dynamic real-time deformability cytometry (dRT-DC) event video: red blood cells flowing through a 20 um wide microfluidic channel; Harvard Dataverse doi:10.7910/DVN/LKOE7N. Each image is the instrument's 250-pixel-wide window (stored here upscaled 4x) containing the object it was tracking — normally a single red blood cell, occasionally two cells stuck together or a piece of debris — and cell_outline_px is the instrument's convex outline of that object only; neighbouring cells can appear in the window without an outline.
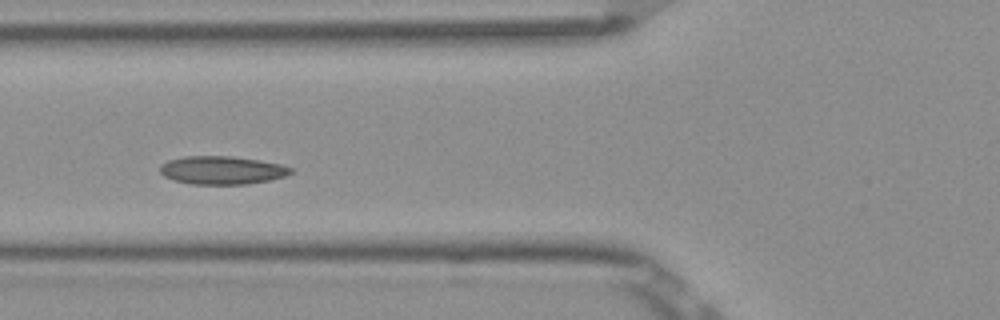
{"species": "Egyptian fruit bat (a non-hibernating species)", "species_latin": "Rousettus aegyptiacus", "temperature_condition": "room temperature", "stored_images_in_passage": 6, "camera_frame_rate_fps": 3000, "um_per_image_px": 0.085, "frame": {"image": 1, "passage_image": 4, "time_ms": 1.0, "image_size_px": [1000, 320], "cell_outline_px": [[292, 172], [284, 176], [268, 180], [248, 184], [192, 184], [172, 180], [164, 176], [160, 172], [160, 164], [168, 160], [184, 156], [232, 156], [260, 160], [280, 164], [292, 168]], "centroid_in_image_um": [18.83, 14.46], "position_along_channel_um": 107.0, "area_um2": 21.5}}
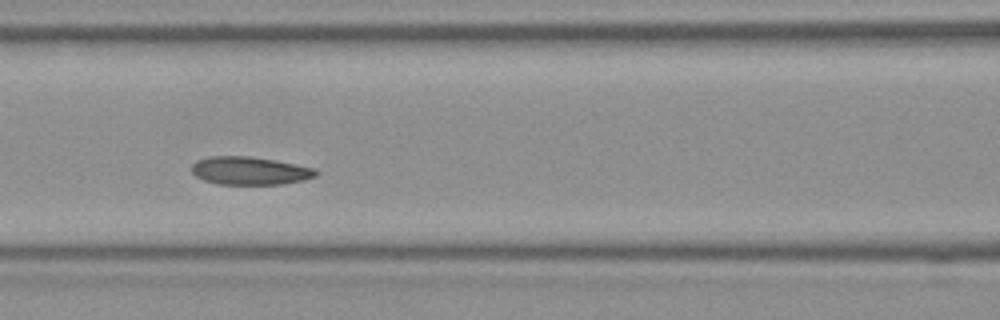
{"frame": {"image": 2, "passage_image": 5, "time_ms": 1.333, "image_size_px": [1000, 320], "cell_outline_px": [[320, 172], [316, 176], [304, 180], [284, 184], [216, 184], [204, 180], [196, 176], [192, 172], [192, 164], [196, 160], [208, 156], [248, 156], [276, 160], [316, 168]], "centroid_in_image_um": [21.26, 14.51], "position_along_channel_um": 145.3, "area_um2": 20.52}}
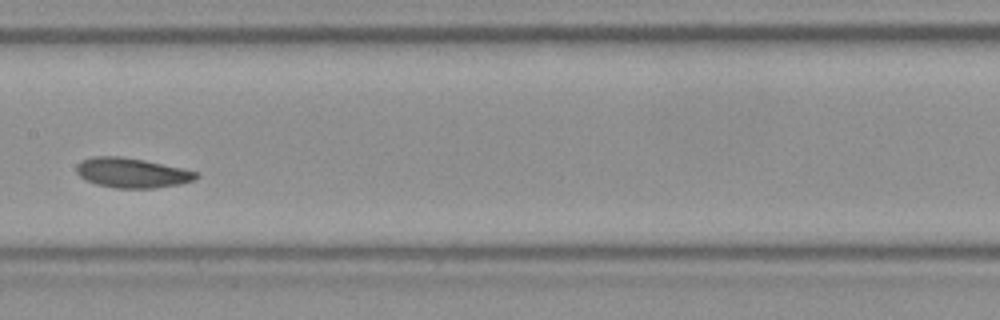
{"frame": {"image": 3, "passage_image": 6, "time_ms": 1.667, "image_size_px": [1000, 320], "cell_outline_px": [[200, 176], [192, 180], [180, 184], [152, 188], [116, 188], [96, 184], [84, 180], [76, 172], [76, 164], [80, 160], [92, 156], [120, 156], [144, 160], [180, 168], [196, 172]], "centroid_in_image_um": [11.14, 14.68], "position_along_channel_um": 196.3, "area_um2": 20.75}}